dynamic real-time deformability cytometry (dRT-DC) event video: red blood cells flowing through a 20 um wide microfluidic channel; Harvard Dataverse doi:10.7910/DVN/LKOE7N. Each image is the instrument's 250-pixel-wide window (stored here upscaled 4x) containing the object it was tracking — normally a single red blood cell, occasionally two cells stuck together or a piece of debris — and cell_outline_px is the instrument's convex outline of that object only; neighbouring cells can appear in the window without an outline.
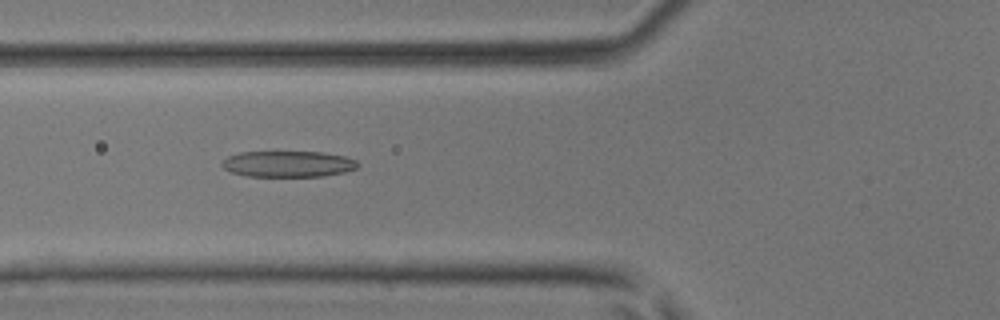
{"species": "common noctule bat (a hibernating species)", "species_latin": "Nyctalus noctula", "temperature_condition": "room temperature", "stored_images_in_passage": 47, "camera_frame_rate_fps": 3000, "um_per_image_px": 0.085, "animal": {"sex": "male", "body_mass_g": 17.9, "forearm_length_mm": 54.2}, "frame": {"image": 1, "passage_image": 18, "time_ms": 5.667, "image_size_px": [1000, 320], "cell_outline_px": [[360, 164], [356, 168], [344, 172], [320, 176], [248, 176], [232, 172], [224, 168], [220, 164], [228, 156], [240, 152], [324, 152], [348, 156], [356, 160]], "centroid_in_image_um": [24.52, 13.92], "position_along_channel_um": 101.3, "area_um2": 20.63}}
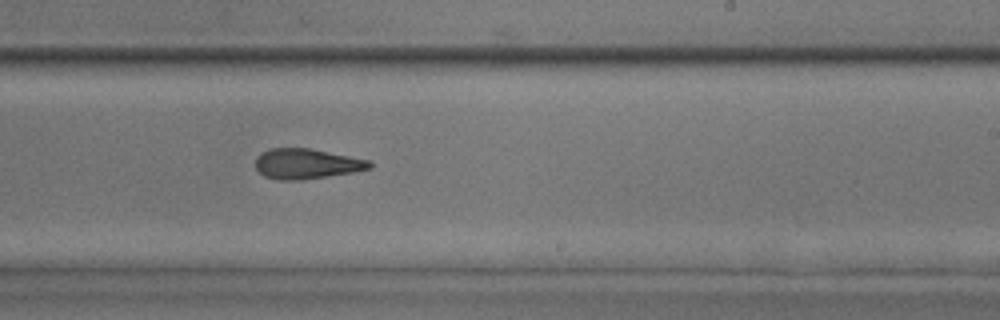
{"frame": {"image": 2, "passage_image": 29, "time_ms": 9.333, "image_size_px": [1000, 320], "cell_outline_px": [[372, 168], [352, 172], [328, 176], [300, 180], [276, 180], [264, 176], [256, 168], [256, 156], [260, 152], [272, 148], [308, 148], [368, 160], [372, 164]], "centroid_in_image_um": [26.01, 13.93], "position_along_channel_um": 263.0, "area_um2": 19.94}}
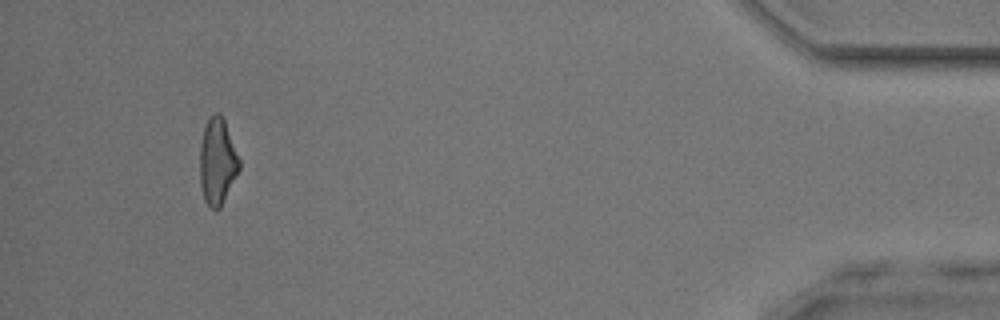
{"frame": {"image": 3, "passage_image": 44, "time_ms": 14.333, "image_size_px": [1000, 320], "cell_outline_px": [[240, 168], [220, 208], [212, 208], [204, 200], [200, 184], [200, 144], [204, 128], [208, 120], [216, 112], [220, 112], [224, 120], [240, 160]], "centroid_in_image_um": [18.47, 13.72], "position_along_channel_um": 416.7, "area_um2": 19.54}}